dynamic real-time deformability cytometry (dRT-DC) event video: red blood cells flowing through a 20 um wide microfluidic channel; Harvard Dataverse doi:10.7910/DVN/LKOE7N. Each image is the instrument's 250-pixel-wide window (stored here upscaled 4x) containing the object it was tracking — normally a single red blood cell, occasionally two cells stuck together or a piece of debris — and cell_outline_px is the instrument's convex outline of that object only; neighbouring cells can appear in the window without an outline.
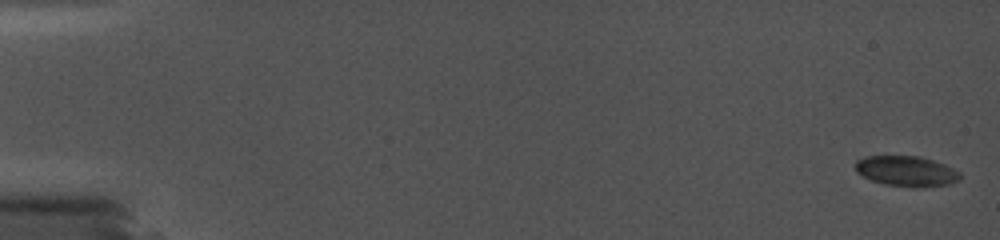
{"species": "common noctule bat (a hibernating species)", "species_latin": "Nyctalus noctula", "temperature_condition": "cold", "stored_images_in_passage": 31, "camera_frame_rate_fps": 5000, "um_per_image_px": 0.085, "animal": {"sex": "female", "body_mass_g": 19.0, "forearm_length_mm": 56.7}, "frame": {"image": 1, "passage_image": 1, "time_ms": 0.0, "image_size_px": [1000, 240], "cell_outline_px": [[960, 180], [948, 184], [924, 188], [912, 188], [884, 184], [872, 180], [856, 172], [856, 160], [864, 156], [920, 156], [944, 164], [960, 172]], "centroid_in_image_um": [77.06, 14.56], "position_along_channel_um": 7.9, "area_um2": 18.67}}
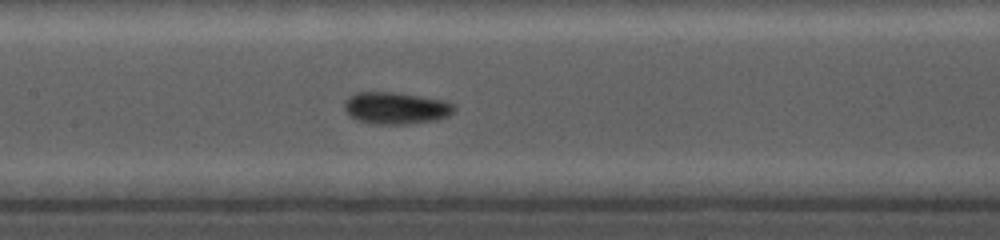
{"frame": {"image": 2, "passage_image": 18, "time_ms": 9.0, "image_size_px": [1000, 240], "cell_outline_px": [[456, 108], [448, 116], [436, 120], [404, 124], [372, 124], [356, 120], [348, 116], [344, 108], [344, 100], [348, 96], [356, 92], [392, 92], [444, 100], [452, 104]], "centroid_in_image_um": [33.58, 9.19], "position_along_channel_um": 173.8, "area_um2": 20.52}}
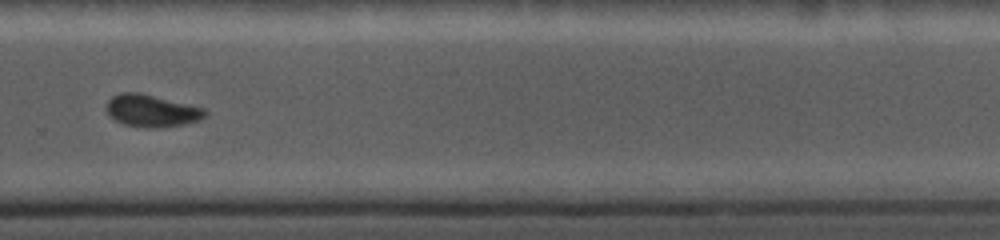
{"frame": {"image": 3, "passage_image": 27, "time_ms": 12.8, "image_size_px": [1000, 240], "cell_outline_px": [[208, 116], [200, 120], [184, 124], [156, 128], [148, 128], [124, 124], [108, 116], [108, 100], [112, 96], [120, 92], [140, 92], [204, 108], [208, 112]], "centroid_in_image_um": [12.92, 9.41], "position_along_channel_um": 316.9, "area_um2": 18.55}}